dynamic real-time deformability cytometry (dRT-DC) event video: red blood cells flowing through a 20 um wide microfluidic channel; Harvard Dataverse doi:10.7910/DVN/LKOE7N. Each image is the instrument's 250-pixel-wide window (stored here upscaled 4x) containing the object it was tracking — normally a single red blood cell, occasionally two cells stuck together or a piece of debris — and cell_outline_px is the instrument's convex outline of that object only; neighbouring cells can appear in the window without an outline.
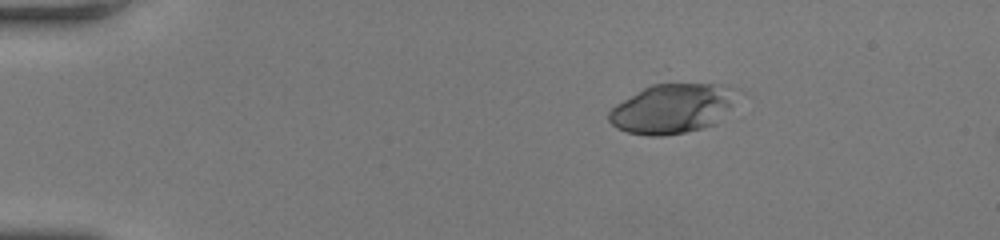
{"species": "human", "species_latin": "Homo sapiens", "temperature_condition": "room temperature", "stored_images_in_passage": 48, "camera_frame_rate_fps": 3000, "um_per_image_px": 0.085, "donor": {"sex": "female"}, "frame": {"image": 1, "passage_image": 1, "time_ms": 0.0, "image_size_px": [1000, 240], "cell_outline_px": [[744, 92], [716, 124], [684, 132], [664, 136], [648, 136], [628, 132], [616, 128], [608, 120], [608, 112], [616, 104], [644, 88], [652, 84], [716, 84], [740, 88]], "centroid_in_image_um": [57.22, 9.22], "position_along_channel_um": 27.8, "area_um2": 37.34}}
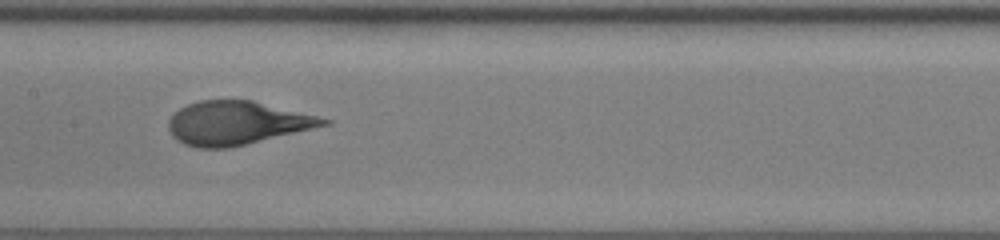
{"frame": {"image": 2, "passage_image": 21, "time_ms": 6.667, "image_size_px": [1000, 240], "cell_outline_px": [[332, 124], [228, 148], [196, 148], [184, 144], [176, 140], [172, 136], [168, 128], [168, 120], [180, 108], [188, 104], [200, 100], [252, 100], [332, 120]], "centroid_in_image_um": [20.11, 10.46], "position_along_channel_um": 187.3, "area_um2": 39.07}}
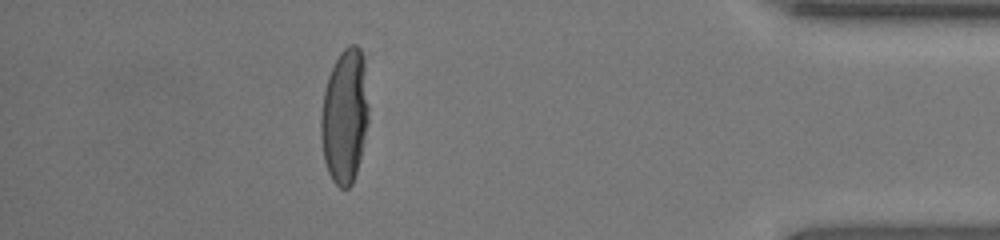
{"frame": {"image": 3, "passage_image": 42, "time_ms": 13.667, "image_size_px": [1000, 240], "cell_outline_px": [[368, 124], [356, 172], [352, 184], [348, 188], [340, 188], [332, 180], [328, 172], [324, 160], [320, 136], [320, 116], [324, 92], [328, 76], [340, 52], [348, 44], [356, 44], [360, 48], [364, 60], [368, 104]], "centroid_in_image_um": [29.29, 9.86], "position_along_channel_um": 405.9, "area_um2": 37.45}, "authors_computed_cell_mechanics": {"area_um2": 38.7838, "velocity_mm_per_s": 3.6942, "shape_relaxation_time_tau1_ms": 5.1087, "shape_relaxation_time_tau2_ms": null, "deformation_change_tau1": 0.2094, "deformation_change_tau2": null}}